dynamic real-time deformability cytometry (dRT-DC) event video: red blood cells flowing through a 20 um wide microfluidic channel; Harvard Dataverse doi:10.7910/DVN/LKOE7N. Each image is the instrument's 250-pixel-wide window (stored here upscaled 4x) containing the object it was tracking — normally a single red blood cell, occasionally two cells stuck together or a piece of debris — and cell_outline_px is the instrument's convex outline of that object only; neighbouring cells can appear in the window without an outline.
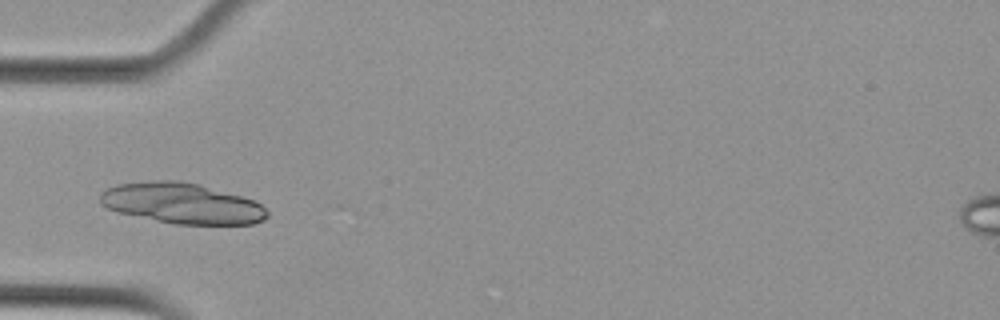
{"species": "Egyptian fruit bat (a non-hibernating species)", "species_latin": "Rousettus aegyptiacus", "temperature_condition": "cold", "stored_images_in_passage": 2, "camera_frame_rate_fps": 3000, "um_per_image_px": 0.085, "animal": {"sex": "female"}, "frame": {"image": 1, "passage_image": 1, "time_ms": 0.0, "image_size_px": [1000, 320], "cell_outline_px": [[268, 216], [264, 220], [252, 224], [176, 224], [116, 212], [100, 204], [100, 192], [116, 184], [148, 180], [176, 180], [200, 184], [256, 200], [268, 212]], "centroid_in_image_um": [15.46, 17.27], "position_along_channel_um": 69.5, "area_um2": 39.77}}
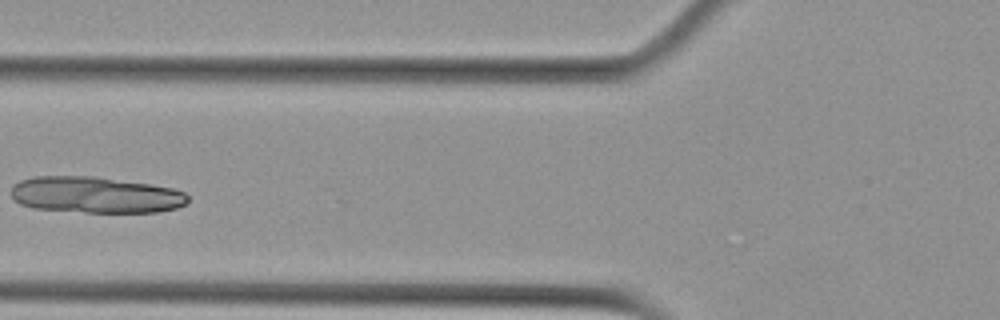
{"frame": {"image": 2, "passage_image": 2, "time_ms": 0.333, "image_size_px": [1000, 320], "cell_outline_px": [[188, 200], [184, 204], [176, 208], [160, 212], [84, 212], [32, 208], [20, 204], [12, 200], [12, 184], [20, 180], [32, 176], [92, 176], [148, 184], [172, 188], [184, 192], [188, 196]], "centroid_in_image_um": [8.06, 16.56], "position_along_channel_um": 117.7, "area_um2": 37.45}}